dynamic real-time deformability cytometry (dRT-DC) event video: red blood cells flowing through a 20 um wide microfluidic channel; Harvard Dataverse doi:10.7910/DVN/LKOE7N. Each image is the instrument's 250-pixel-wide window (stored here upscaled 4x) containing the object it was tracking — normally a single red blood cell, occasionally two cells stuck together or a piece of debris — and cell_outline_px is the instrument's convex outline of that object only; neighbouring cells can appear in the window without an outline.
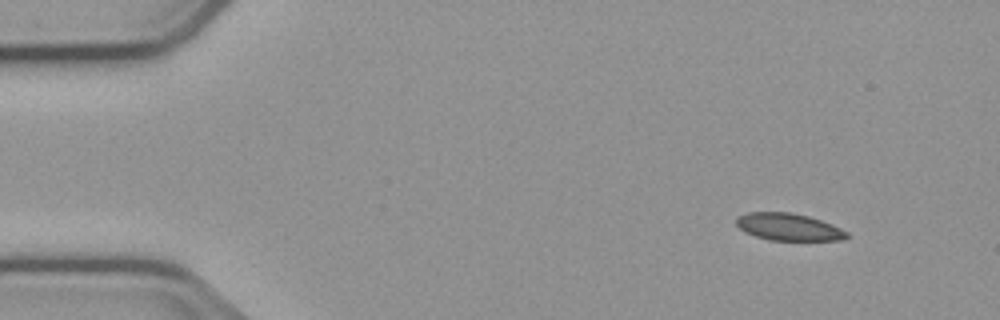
{"species": "common noctule bat (a hibernating species)", "species_latin": "Nyctalus noctula", "temperature_condition": "cold", "stored_images_in_passage": 50, "camera_frame_rate_fps": 3000, "um_per_image_px": 0.085, "animal": {"sex": "male", "body_mass_g": 23.1, "forearm_length_mm": 52.7}, "frame": {"image": 1, "passage_image": 1, "time_ms": 0.0, "image_size_px": [1000, 320], "cell_outline_px": [[848, 236], [840, 240], [768, 240], [744, 232], [736, 224], [736, 216], [748, 212], [792, 212], [808, 216], [832, 224], [848, 232]], "centroid_in_image_um": [66.99, 19.28], "position_along_channel_um": 18.0, "area_um2": 17.51}}
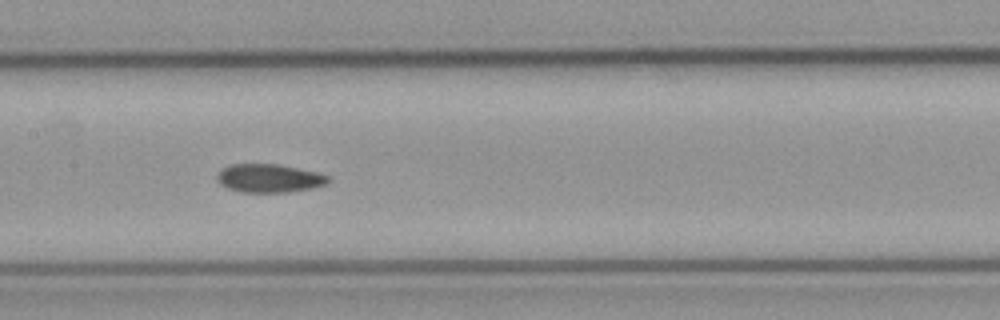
{"frame": {"image": 2, "passage_image": 22, "time_ms": 7.0, "image_size_px": [1000, 320], "cell_outline_px": [[332, 180], [328, 184], [312, 188], [288, 192], [240, 192], [228, 188], [220, 184], [216, 176], [224, 168], [232, 164], [276, 164], [316, 172], [332, 176]], "centroid_in_image_um": [22.94, 15.16], "position_along_channel_um": 184.5, "area_um2": 18.38}}
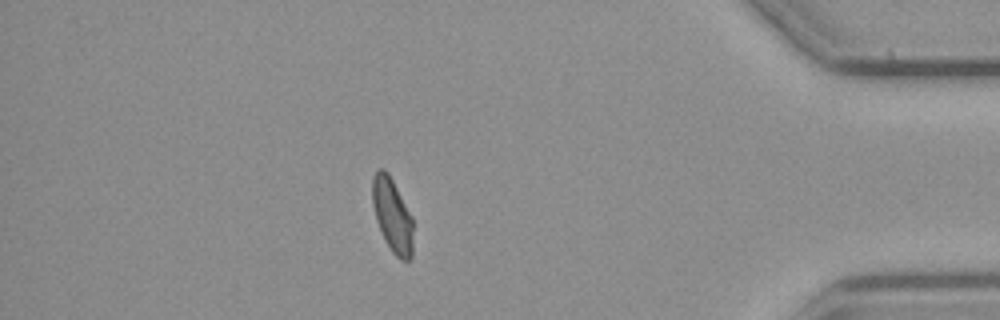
{"frame": {"image": 3, "passage_image": 43, "time_ms": 14.0, "image_size_px": [1000, 320], "cell_outline_px": [[412, 260], [400, 260], [392, 252], [384, 240], [376, 220], [372, 204], [372, 176], [376, 168], [384, 168], [388, 172], [412, 216]], "centroid_in_image_um": [33.32, 18.28], "position_along_channel_um": 401.9, "area_um2": 17.74}, "authors_computed_cell_mechanics": {"area_um2": 18.2937, "velocity_mm_per_s": 3.7513, "shape_relaxation_time_tau1_ms": null, "shape_relaxation_time_tau2_ms": 5.6049, "deformation_change_tau1": null, "deformation_change_tau2": 0.0678}}